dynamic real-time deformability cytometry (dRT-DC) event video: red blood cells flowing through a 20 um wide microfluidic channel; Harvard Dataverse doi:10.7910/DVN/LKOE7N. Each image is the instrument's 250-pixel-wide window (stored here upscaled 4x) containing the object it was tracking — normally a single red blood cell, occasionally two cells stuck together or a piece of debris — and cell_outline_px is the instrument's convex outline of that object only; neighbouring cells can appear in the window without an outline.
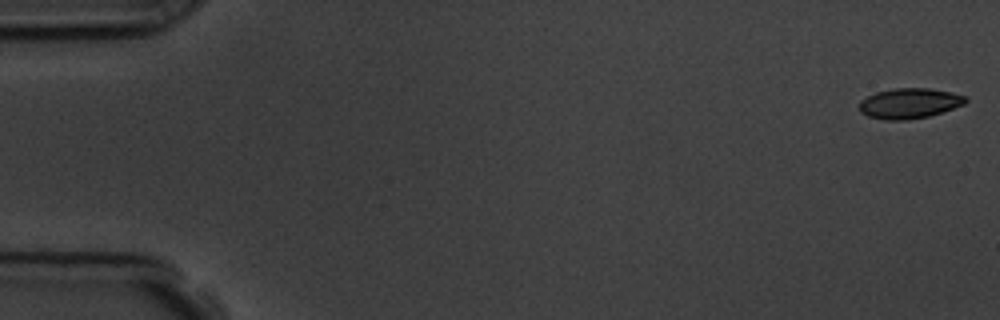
{"species": "common noctule bat (a hibernating species)", "species_latin": "Nyctalus noctula", "temperature_condition": "room temperature", "stored_images_in_passage": 47, "camera_frame_rate_fps": 3000, "um_per_image_px": 0.085, "animal": {"sex": "male", "body_mass_g": 19.5, "forearm_length_mm": 54.6}, "frame": {"image": 1, "passage_image": 1, "time_ms": 0.0, "image_size_px": [1000, 320], "cell_outline_px": [[968, 100], [964, 104], [928, 116], [908, 120], [884, 120], [868, 116], [860, 112], [860, 100], [876, 92], [896, 88], [928, 88], [952, 92], [968, 96]], "centroid_in_image_um": [77.3, 8.78], "position_along_channel_um": 7.7, "area_um2": 18.73}}
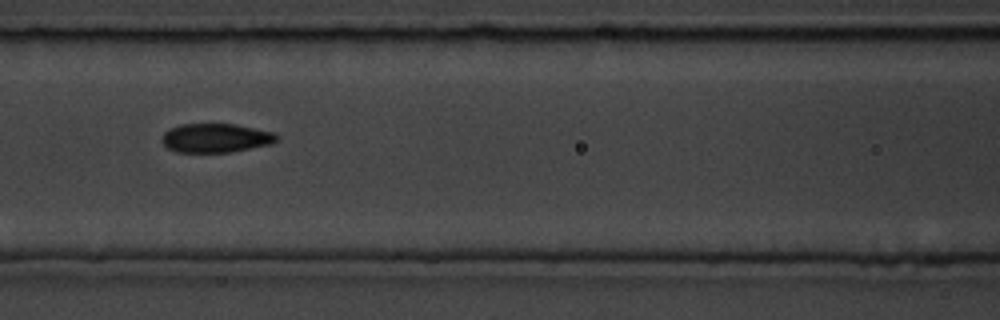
{"frame": {"image": 2, "passage_image": 25, "time_ms": 8.0, "image_size_px": [1000, 320], "cell_outline_px": [[280, 140], [272, 144], [232, 152], [176, 152], [168, 148], [160, 140], [160, 136], [168, 128], [180, 124], [236, 124], [276, 132], [280, 136]], "centroid_in_image_um": [18.37, 11.72], "position_along_channel_um": 148.2, "area_um2": 19.88}}
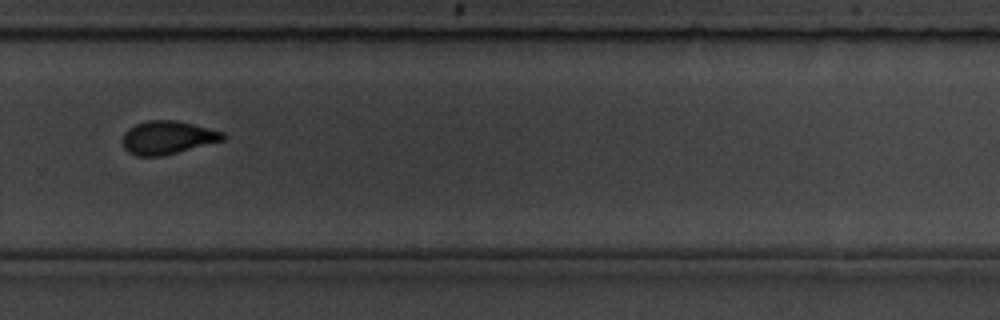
{"frame": {"image": 3, "passage_image": 39, "time_ms": 12.667, "image_size_px": [1000, 320], "cell_outline_px": [[228, 136], [224, 140], [160, 156], [136, 156], [128, 152], [124, 148], [120, 140], [124, 132], [128, 128], [136, 124], [148, 120], [176, 120], [224, 132]], "centroid_in_image_um": [14.2, 11.69], "position_along_channel_um": 315.6, "area_um2": 19.48}}